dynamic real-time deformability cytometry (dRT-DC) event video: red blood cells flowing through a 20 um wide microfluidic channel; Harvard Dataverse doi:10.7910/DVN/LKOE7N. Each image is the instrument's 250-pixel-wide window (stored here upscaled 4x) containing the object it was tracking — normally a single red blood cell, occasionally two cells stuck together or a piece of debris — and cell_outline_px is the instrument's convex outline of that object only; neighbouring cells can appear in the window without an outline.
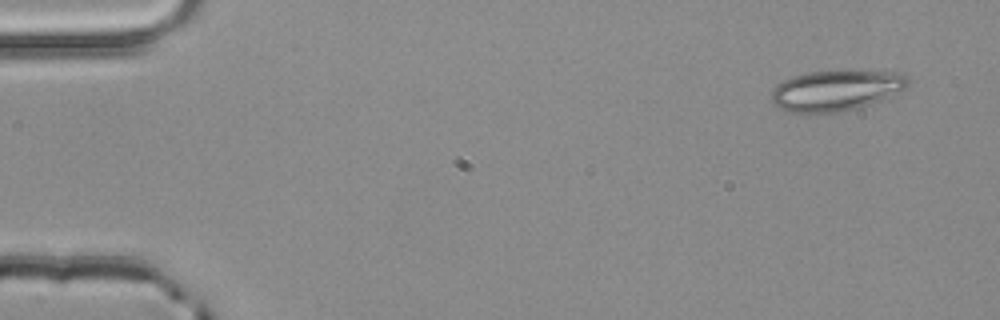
{"species": "common noctule bat (a hibernating species)", "species_latin": "Nyctalus noctula", "temperature_condition": "room temperature", "stored_images_in_passage": 3, "camera_frame_rate_fps": 3000, "um_per_image_px": 0.085, "animal": {"sex": "male", "body_mass_g": 20.4}, "frame": {"image": 1, "passage_image": 1, "time_ms": 0.0, "image_size_px": [1000, 320], "cell_outline_px": [[908, 84], [904, 88], [868, 104], [836, 112], [792, 112], [776, 108], [772, 104], [772, 92], [776, 84], [792, 76], [808, 72], [848, 68], [904, 72], [908, 76]], "centroid_in_image_um": [71.05, 7.61], "position_along_channel_um": 14.0, "area_um2": 32.77}}